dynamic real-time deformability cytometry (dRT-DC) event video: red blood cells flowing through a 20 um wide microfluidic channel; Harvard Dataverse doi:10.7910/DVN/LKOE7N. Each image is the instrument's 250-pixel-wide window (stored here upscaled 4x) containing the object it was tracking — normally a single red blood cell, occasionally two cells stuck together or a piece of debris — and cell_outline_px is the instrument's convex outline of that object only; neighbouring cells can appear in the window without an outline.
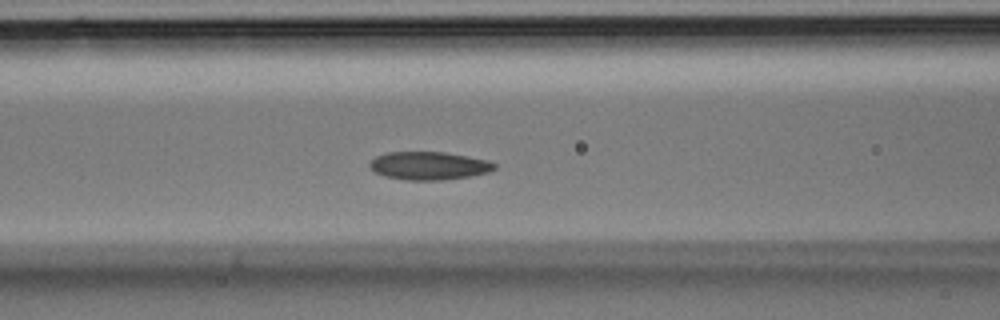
{"species": "Egyptian fruit bat (a non-hibernating species)", "species_latin": "Rousettus aegyptiacus", "temperature_condition": "room temperature", "stored_images_in_passage": 27, "camera_frame_rate_fps": 3000, "um_per_image_px": 0.085, "animal": {"sex": "male"}, "frame": {"image": 1, "passage_image": 6, "time_ms": 1.667, "image_size_px": [1000, 320], "cell_outline_px": [[496, 168], [488, 172], [468, 176], [440, 180], [404, 180], [384, 176], [376, 172], [368, 164], [376, 156], [388, 152], [444, 152], [468, 156], [488, 160], [496, 164]], "centroid_in_image_um": [36.46, 14.08], "position_along_channel_um": 130.1, "area_um2": 20.29}}
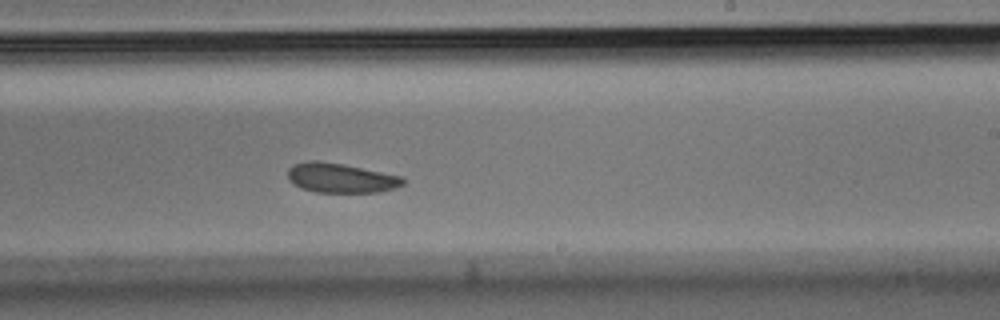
{"frame": {"image": 2, "passage_image": 13, "time_ms": 4.0, "image_size_px": [1000, 320], "cell_outline_px": [[404, 184], [392, 188], [376, 192], [316, 192], [292, 184], [288, 180], [288, 168], [292, 164], [308, 160], [320, 160], [344, 164], [404, 176]], "centroid_in_image_um": [28.94, 15.1], "position_along_channel_um": 260.1, "area_um2": 20.0}}
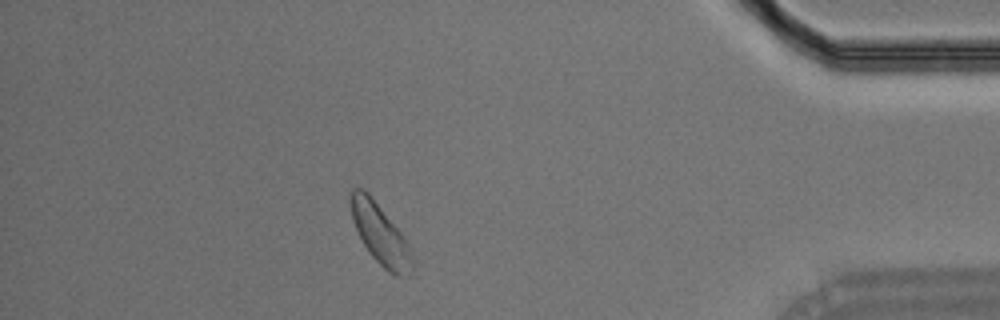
{"frame": {"image": 3, "passage_image": 23, "time_ms": 7.333, "image_size_px": [1000, 320], "cell_outline_px": [[416, 264], [412, 272], [408, 276], [396, 276], [388, 272], [368, 252], [352, 220], [348, 196], [352, 188], [364, 188], [368, 192], [400, 232], [408, 244]], "centroid_in_image_um": [32.32, 19.92], "position_along_channel_um": 402.9, "area_um2": 21.79}}